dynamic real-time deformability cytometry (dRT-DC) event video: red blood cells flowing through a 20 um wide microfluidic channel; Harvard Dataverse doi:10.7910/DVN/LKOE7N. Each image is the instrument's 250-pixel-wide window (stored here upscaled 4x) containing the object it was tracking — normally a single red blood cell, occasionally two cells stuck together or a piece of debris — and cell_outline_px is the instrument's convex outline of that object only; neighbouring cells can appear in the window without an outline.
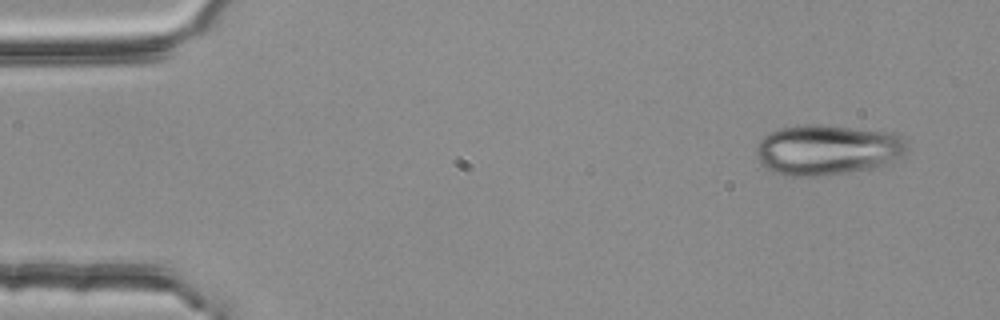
{"species": "common noctule bat (a hibernating species)", "species_latin": "Nyctalus noctula", "temperature_condition": "room temperature", "stored_images_in_passage": 4, "camera_frame_rate_fps": 3000, "um_per_image_px": 0.085, "animal": {"sex": "female", "body_mass_g": 25.1}, "frame": {"image": 1, "passage_image": 1, "time_ms": 0.0, "image_size_px": [1000, 320], "cell_outline_px": [[908, 148], [904, 156], [884, 164], [872, 168], [816, 176], [788, 176], [776, 172], [760, 164], [756, 152], [756, 148], [760, 140], [764, 136], [780, 128], [804, 124], [820, 124], [892, 132], [908, 140]], "centroid_in_image_um": [70.35, 12.71], "position_along_channel_um": 14.6, "area_um2": 44.27}}